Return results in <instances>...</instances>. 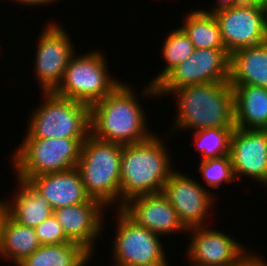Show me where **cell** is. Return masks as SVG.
Instances as JSON below:
<instances>
[{
	"label": "cell",
	"mask_w": 267,
	"mask_h": 266,
	"mask_svg": "<svg viewBox=\"0 0 267 266\" xmlns=\"http://www.w3.org/2000/svg\"><path fill=\"white\" fill-rule=\"evenodd\" d=\"M133 90L122 82L90 106L91 135L120 145L143 142L153 135L152 130H147L144 109Z\"/></svg>",
	"instance_id": "6da1fadb"
},
{
	"label": "cell",
	"mask_w": 267,
	"mask_h": 266,
	"mask_svg": "<svg viewBox=\"0 0 267 266\" xmlns=\"http://www.w3.org/2000/svg\"><path fill=\"white\" fill-rule=\"evenodd\" d=\"M171 94L177 99L173 130L235 128L234 93L229 82L185 85Z\"/></svg>",
	"instance_id": "7a4b0ae2"
},
{
	"label": "cell",
	"mask_w": 267,
	"mask_h": 266,
	"mask_svg": "<svg viewBox=\"0 0 267 266\" xmlns=\"http://www.w3.org/2000/svg\"><path fill=\"white\" fill-rule=\"evenodd\" d=\"M158 136L154 134L143 142L122 145L120 208L135 196L162 192L175 171L171 167L170 152Z\"/></svg>",
	"instance_id": "3957f363"
},
{
	"label": "cell",
	"mask_w": 267,
	"mask_h": 266,
	"mask_svg": "<svg viewBox=\"0 0 267 266\" xmlns=\"http://www.w3.org/2000/svg\"><path fill=\"white\" fill-rule=\"evenodd\" d=\"M122 145L89 134L82 144L76 168L86 193L105 207L120 208V165ZM119 198V199H118Z\"/></svg>",
	"instance_id": "277c9868"
},
{
	"label": "cell",
	"mask_w": 267,
	"mask_h": 266,
	"mask_svg": "<svg viewBox=\"0 0 267 266\" xmlns=\"http://www.w3.org/2000/svg\"><path fill=\"white\" fill-rule=\"evenodd\" d=\"M12 155L16 179L75 168L86 138L34 139L28 133Z\"/></svg>",
	"instance_id": "5b68a950"
},
{
	"label": "cell",
	"mask_w": 267,
	"mask_h": 266,
	"mask_svg": "<svg viewBox=\"0 0 267 266\" xmlns=\"http://www.w3.org/2000/svg\"><path fill=\"white\" fill-rule=\"evenodd\" d=\"M43 104L29 116L27 133L34 139L87 138L90 134V106L42 92Z\"/></svg>",
	"instance_id": "8992f818"
},
{
	"label": "cell",
	"mask_w": 267,
	"mask_h": 266,
	"mask_svg": "<svg viewBox=\"0 0 267 266\" xmlns=\"http://www.w3.org/2000/svg\"><path fill=\"white\" fill-rule=\"evenodd\" d=\"M86 53L73 54L62 82L53 92L91 106L110 94L121 81L110 75L104 53L98 50Z\"/></svg>",
	"instance_id": "52a82bcc"
},
{
	"label": "cell",
	"mask_w": 267,
	"mask_h": 266,
	"mask_svg": "<svg viewBox=\"0 0 267 266\" xmlns=\"http://www.w3.org/2000/svg\"><path fill=\"white\" fill-rule=\"evenodd\" d=\"M209 10L218 22L223 43L230 54L267 42V14L254 0Z\"/></svg>",
	"instance_id": "ba28073f"
},
{
	"label": "cell",
	"mask_w": 267,
	"mask_h": 266,
	"mask_svg": "<svg viewBox=\"0 0 267 266\" xmlns=\"http://www.w3.org/2000/svg\"><path fill=\"white\" fill-rule=\"evenodd\" d=\"M116 210L113 266H169L160 235L136 224L120 208Z\"/></svg>",
	"instance_id": "9c48e42d"
},
{
	"label": "cell",
	"mask_w": 267,
	"mask_h": 266,
	"mask_svg": "<svg viewBox=\"0 0 267 266\" xmlns=\"http://www.w3.org/2000/svg\"><path fill=\"white\" fill-rule=\"evenodd\" d=\"M230 53L226 49H195L157 85V96H166L185 85L229 82Z\"/></svg>",
	"instance_id": "30bf717a"
},
{
	"label": "cell",
	"mask_w": 267,
	"mask_h": 266,
	"mask_svg": "<svg viewBox=\"0 0 267 266\" xmlns=\"http://www.w3.org/2000/svg\"><path fill=\"white\" fill-rule=\"evenodd\" d=\"M39 35L35 58V75L43 92H53L62 82L69 60L75 53L68 32L58 25L45 24Z\"/></svg>",
	"instance_id": "8fae6325"
},
{
	"label": "cell",
	"mask_w": 267,
	"mask_h": 266,
	"mask_svg": "<svg viewBox=\"0 0 267 266\" xmlns=\"http://www.w3.org/2000/svg\"><path fill=\"white\" fill-rule=\"evenodd\" d=\"M211 229L206 226L188 229L192 234L186 250V256L193 264L190 266H241L253 255L233 237Z\"/></svg>",
	"instance_id": "7c38bea8"
},
{
	"label": "cell",
	"mask_w": 267,
	"mask_h": 266,
	"mask_svg": "<svg viewBox=\"0 0 267 266\" xmlns=\"http://www.w3.org/2000/svg\"><path fill=\"white\" fill-rule=\"evenodd\" d=\"M185 175L175 169L162 192L176 210L180 222L188 230L207 225L205 219L209 209L212 210L216 195L194 178Z\"/></svg>",
	"instance_id": "4fadbf2b"
},
{
	"label": "cell",
	"mask_w": 267,
	"mask_h": 266,
	"mask_svg": "<svg viewBox=\"0 0 267 266\" xmlns=\"http://www.w3.org/2000/svg\"><path fill=\"white\" fill-rule=\"evenodd\" d=\"M230 157L235 179L244 175L267 186V129L235 127Z\"/></svg>",
	"instance_id": "5bb4252c"
},
{
	"label": "cell",
	"mask_w": 267,
	"mask_h": 266,
	"mask_svg": "<svg viewBox=\"0 0 267 266\" xmlns=\"http://www.w3.org/2000/svg\"><path fill=\"white\" fill-rule=\"evenodd\" d=\"M120 209L136 224L157 235L188 232L163 192L135 196Z\"/></svg>",
	"instance_id": "9a60e30c"
},
{
	"label": "cell",
	"mask_w": 267,
	"mask_h": 266,
	"mask_svg": "<svg viewBox=\"0 0 267 266\" xmlns=\"http://www.w3.org/2000/svg\"><path fill=\"white\" fill-rule=\"evenodd\" d=\"M106 207L98 200L73 206L61 207L53 211L65 235L73 242L81 244L90 253L94 252L95 240L101 236ZM104 211V213H102ZM98 236V237H97Z\"/></svg>",
	"instance_id": "2e32d148"
},
{
	"label": "cell",
	"mask_w": 267,
	"mask_h": 266,
	"mask_svg": "<svg viewBox=\"0 0 267 266\" xmlns=\"http://www.w3.org/2000/svg\"><path fill=\"white\" fill-rule=\"evenodd\" d=\"M28 182L48 200L53 211L91 199L85 191L76 167L62 172L33 176Z\"/></svg>",
	"instance_id": "e0dca14e"
},
{
	"label": "cell",
	"mask_w": 267,
	"mask_h": 266,
	"mask_svg": "<svg viewBox=\"0 0 267 266\" xmlns=\"http://www.w3.org/2000/svg\"><path fill=\"white\" fill-rule=\"evenodd\" d=\"M229 83L267 88V42L230 54Z\"/></svg>",
	"instance_id": "ac0fdd59"
},
{
	"label": "cell",
	"mask_w": 267,
	"mask_h": 266,
	"mask_svg": "<svg viewBox=\"0 0 267 266\" xmlns=\"http://www.w3.org/2000/svg\"><path fill=\"white\" fill-rule=\"evenodd\" d=\"M231 86L236 128L267 129V88L253 85Z\"/></svg>",
	"instance_id": "d6986e66"
},
{
	"label": "cell",
	"mask_w": 267,
	"mask_h": 266,
	"mask_svg": "<svg viewBox=\"0 0 267 266\" xmlns=\"http://www.w3.org/2000/svg\"><path fill=\"white\" fill-rule=\"evenodd\" d=\"M14 198L8 201L9 216L18 224L35 228L53 214L48 200L28 181L17 179Z\"/></svg>",
	"instance_id": "ffe728a7"
},
{
	"label": "cell",
	"mask_w": 267,
	"mask_h": 266,
	"mask_svg": "<svg viewBox=\"0 0 267 266\" xmlns=\"http://www.w3.org/2000/svg\"><path fill=\"white\" fill-rule=\"evenodd\" d=\"M41 243L36 235L35 228L23 226L10 216L6 218L0 239V257L19 264L23 259L34 253ZM10 259V260H9Z\"/></svg>",
	"instance_id": "44dd1931"
},
{
	"label": "cell",
	"mask_w": 267,
	"mask_h": 266,
	"mask_svg": "<svg viewBox=\"0 0 267 266\" xmlns=\"http://www.w3.org/2000/svg\"><path fill=\"white\" fill-rule=\"evenodd\" d=\"M180 28L189 37L195 49H226L218 22L210 10L192 9Z\"/></svg>",
	"instance_id": "7402d4cb"
},
{
	"label": "cell",
	"mask_w": 267,
	"mask_h": 266,
	"mask_svg": "<svg viewBox=\"0 0 267 266\" xmlns=\"http://www.w3.org/2000/svg\"><path fill=\"white\" fill-rule=\"evenodd\" d=\"M89 253L76 242L41 245L16 266H77Z\"/></svg>",
	"instance_id": "603a6c76"
},
{
	"label": "cell",
	"mask_w": 267,
	"mask_h": 266,
	"mask_svg": "<svg viewBox=\"0 0 267 266\" xmlns=\"http://www.w3.org/2000/svg\"><path fill=\"white\" fill-rule=\"evenodd\" d=\"M162 60L166 62V66L158 75L154 77L148 86L142 91L145 97L157 96L156 85L177 65L184 62L195 50L193 43L185 32L179 27L175 29L164 40L161 47ZM151 95V96H150Z\"/></svg>",
	"instance_id": "cb8c5ba5"
},
{
	"label": "cell",
	"mask_w": 267,
	"mask_h": 266,
	"mask_svg": "<svg viewBox=\"0 0 267 266\" xmlns=\"http://www.w3.org/2000/svg\"><path fill=\"white\" fill-rule=\"evenodd\" d=\"M235 128H205L193 131L194 144L201 161L230 155L231 135Z\"/></svg>",
	"instance_id": "d4e9b609"
},
{
	"label": "cell",
	"mask_w": 267,
	"mask_h": 266,
	"mask_svg": "<svg viewBox=\"0 0 267 266\" xmlns=\"http://www.w3.org/2000/svg\"><path fill=\"white\" fill-rule=\"evenodd\" d=\"M199 171L202 173L205 184L212 189L236 180L230 155L201 161Z\"/></svg>",
	"instance_id": "484cf974"
},
{
	"label": "cell",
	"mask_w": 267,
	"mask_h": 266,
	"mask_svg": "<svg viewBox=\"0 0 267 266\" xmlns=\"http://www.w3.org/2000/svg\"><path fill=\"white\" fill-rule=\"evenodd\" d=\"M41 245L62 244L71 241L64 233L54 214L35 227Z\"/></svg>",
	"instance_id": "4316f807"
},
{
	"label": "cell",
	"mask_w": 267,
	"mask_h": 266,
	"mask_svg": "<svg viewBox=\"0 0 267 266\" xmlns=\"http://www.w3.org/2000/svg\"><path fill=\"white\" fill-rule=\"evenodd\" d=\"M9 216L8 202L5 199L0 200V239L2 237L3 226L6 218Z\"/></svg>",
	"instance_id": "83f0119b"
},
{
	"label": "cell",
	"mask_w": 267,
	"mask_h": 266,
	"mask_svg": "<svg viewBox=\"0 0 267 266\" xmlns=\"http://www.w3.org/2000/svg\"><path fill=\"white\" fill-rule=\"evenodd\" d=\"M262 257V258H261ZM256 255L255 252L253 255L241 266H266V261L263 260V256Z\"/></svg>",
	"instance_id": "f1b7e54d"
},
{
	"label": "cell",
	"mask_w": 267,
	"mask_h": 266,
	"mask_svg": "<svg viewBox=\"0 0 267 266\" xmlns=\"http://www.w3.org/2000/svg\"><path fill=\"white\" fill-rule=\"evenodd\" d=\"M14 2L16 1L18 4H24V5H29L30 6H34V5H45V4H50V2L54 3L55 1H58V0H13Z\"/></svg>",
	"instance_id": "f546056e"
},
{
	"label": "cell",
	"mask_w": 267,
	"mask_h": 266,
	"mask_svg": "<svg viewBox=\"0 0 267 266\" xmlns=\"http://www.w3.org/2000/svg\"><path fill=\"white\" fill-rule=\"evenodd\" d=\"M249 0H219L218 2L216 1V3L218 4H214L213 8L215 7H219L222 5H228V4H240V3H245Z\"/></svg>",
	"instance_id": "4dcf8cb0"
},
{
	"label": "cell",
	"mask_w": 267,
	"mask_h": 266,
	"mask_svg": "<svg viewBox=\"0 0 267 266\" xmlns=\"http://www.w3.org/2000/svg\"><path fill=\"white\" fill-rule=\"evenodd\" d=\"M267 14V0H254Z\"/></svg>",
	"instance_id": "1f68e13d"
},
{
	"label": "cell",
	"mask_w": 267,
	"mask_h": 266,
	"mask_svg": "<svg viewBox=\"0 0 267 266\" xmlns=\"http://www.w3.org/2000/svg\"><path fill=\"white\" fill-rule=\"evenodd\" d=\"M92 256H93L92 253H89L77 266H87L88 261L90 262L91 260L90 258H92Z\"/></svg>",
	"instance_id": "d6a6232c"
}]
</instances>
